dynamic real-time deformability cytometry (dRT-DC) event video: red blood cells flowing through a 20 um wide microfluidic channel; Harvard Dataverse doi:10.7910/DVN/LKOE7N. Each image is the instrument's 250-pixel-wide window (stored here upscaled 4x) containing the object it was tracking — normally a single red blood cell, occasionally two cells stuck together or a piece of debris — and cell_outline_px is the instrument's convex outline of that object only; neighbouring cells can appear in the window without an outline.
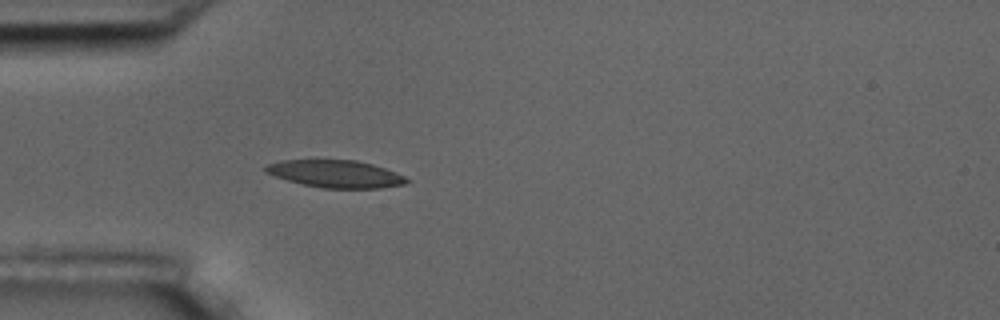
{"species": "common noctule bat (a hibernating species)", "species_latin": "Nyctalus noctula", "temperature_condition": "room temperature", "stored_images_in_passage": 1, "camera_frame_rate_fps": 3000, "um_per_image_px": 0.085, "animal": {"sex": "male", "body_mass_g": 17.5, "forearm_length_mm": 52.3}, "frame": {"image": 1, "passage_image": 1, "time_ms": 0.0, "image_size_px": [1000, 320], "cell_outline_px": [[412, 180], [404, 184], [380, 188], [320, 188], [288, 180], [264, 172], [264, 168], [268, 164], [280, 160], [356, 160], [372, 164], [396, 172]], "centroid_in_image_um": [28.54, 14.78], "position_along_channel_um": 56.5, "area_um2": 22.43}}